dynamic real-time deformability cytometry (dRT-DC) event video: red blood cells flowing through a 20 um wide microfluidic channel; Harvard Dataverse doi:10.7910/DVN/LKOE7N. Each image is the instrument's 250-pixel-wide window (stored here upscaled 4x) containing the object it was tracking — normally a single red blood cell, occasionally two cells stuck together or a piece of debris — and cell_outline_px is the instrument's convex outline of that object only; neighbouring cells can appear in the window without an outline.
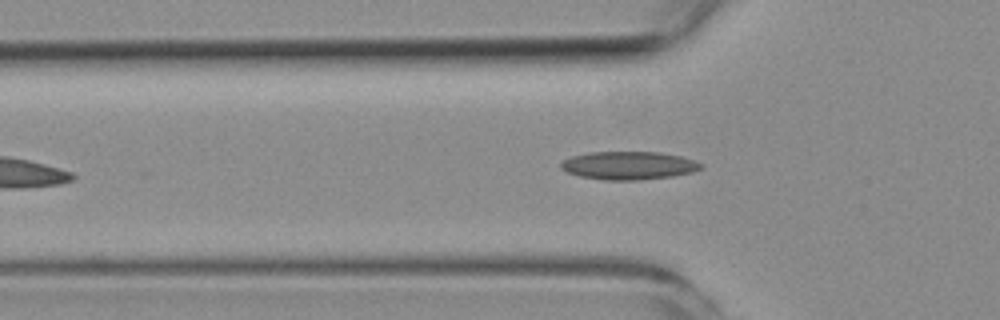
{"species": "common noctule bat (a hibernating species)", "species_latin": "Nyctalus noctula", "temperature_condition": "room temperature", "stored_images_in_passage": 6, "camera_frame_rate_fps": 3000, "um_per_image_px": 0.085, "animal": {"sex": "female", "body_mass_g": 19.3, "forearm_length_mm": 54.1}, "frame": {"image": 1, "passage_image": 6, "time_ms": 6.667, "image_size_px": [1000, 320], "cell_outline_px": [[704, 168], [692, 172], [672, 176], [640, 180], [604, 180], [580, 176], [568, 172], [560, 168], [560, 164], [564, 160], [572, 156], [588, 152], [660, 152], [680, 156], [704, 164]], "centroid_in_image_um": [53.45, 14.07], "position_along_channel_um": 72.4, "area_um2": 22.95}}